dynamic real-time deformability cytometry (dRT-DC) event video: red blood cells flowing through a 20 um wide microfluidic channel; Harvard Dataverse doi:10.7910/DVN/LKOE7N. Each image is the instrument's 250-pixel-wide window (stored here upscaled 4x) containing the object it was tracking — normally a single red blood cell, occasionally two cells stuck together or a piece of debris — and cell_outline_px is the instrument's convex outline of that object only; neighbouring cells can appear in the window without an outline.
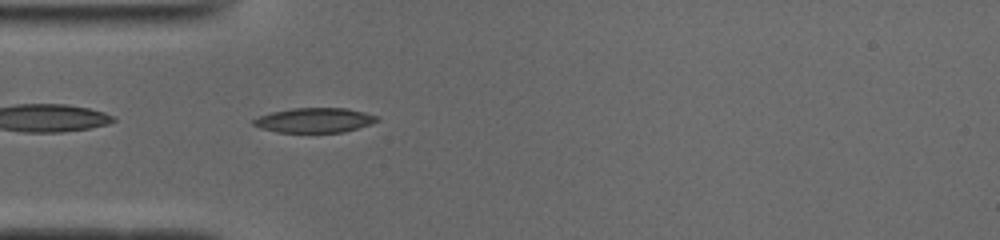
{"species": "common noctule bat (a hibernating species)", "species_latin": "Nyctalus noctula", "temperature_condition": "cold", "stored_images_in_passage": 37, "camera_frame_rate_fps": 3000, "um_per_image_px": 0.085, "animal": {"sex": "male", "body_mass_g": 19.0, "forearm_length_mm": 50.8}, "frame": {"image": 1, "passage_image": 1, "time_ms": 0.0, "image_size_px": [1000, 240], "cell_outline_px": [[380, 120], [372, 124], [344, 132], [276, 132], [260, 128], [252, 124], [252, 120], [260, 116], [272, 112], [292, 108], [348, 108], [380, 116]], "centroid_in_image_um": [26.78, 10.22], "position_along_channel_um": 58.2, "area_um2": 17.92}}
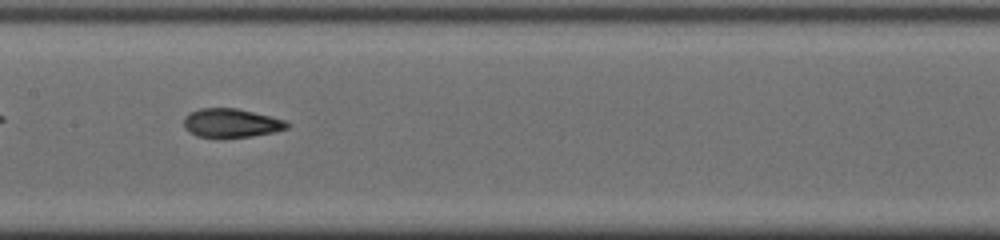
{"frame": {"image": 2, "passage_image": 11, "time_ms": 3.333, "image_size_px": [1000, 240], "cell_outline_px": [[292, 124], [288, 128], [272, 132], [252, 136], [196, 136], [184, 124], [184, 116], [188, 112], [200, 108], [236, 108], [284, 120]], "centroid_in_image_um": [19.66, 10.43], "position_along_channel_um": 187.7, "area_um2": 16.82}}
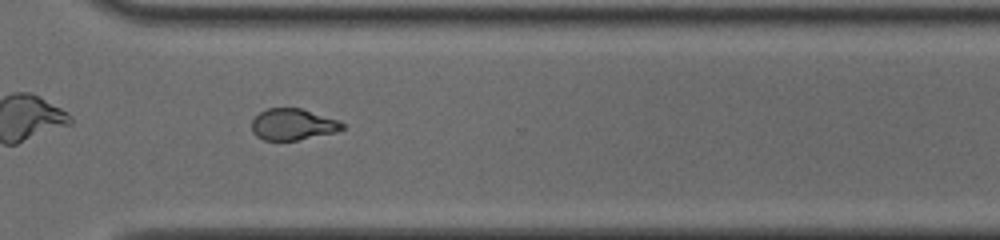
{"frame": {"image": 3, "passage_image": 23, "time_ms": 7.333, "image_size_px": [1000, 240], "cell_outline_px": [[344, 128], [336, 132], [296, 140], [264, 140], [256, 136], [252, 132], [252, 120], [260, 112], [268, 108], [300, 108], [336, 120], [344, 124]], "centroid_in_image_um": [24.85, 10.58], "position_along_channel_um": 345.7, "area_um2": 16.3}, "authors_computed_cell_mechanics": {"area_um2": 17.4556, "velocity_mm_per_s": 3.9495, "shape_relaxation_time_tau1_ms": 7.6305, "shape_relaxation_time_tau2_ms": 1.7041, "deformation_change_tau1": 0.246, "deformation_change_tau2": 0.0732}}